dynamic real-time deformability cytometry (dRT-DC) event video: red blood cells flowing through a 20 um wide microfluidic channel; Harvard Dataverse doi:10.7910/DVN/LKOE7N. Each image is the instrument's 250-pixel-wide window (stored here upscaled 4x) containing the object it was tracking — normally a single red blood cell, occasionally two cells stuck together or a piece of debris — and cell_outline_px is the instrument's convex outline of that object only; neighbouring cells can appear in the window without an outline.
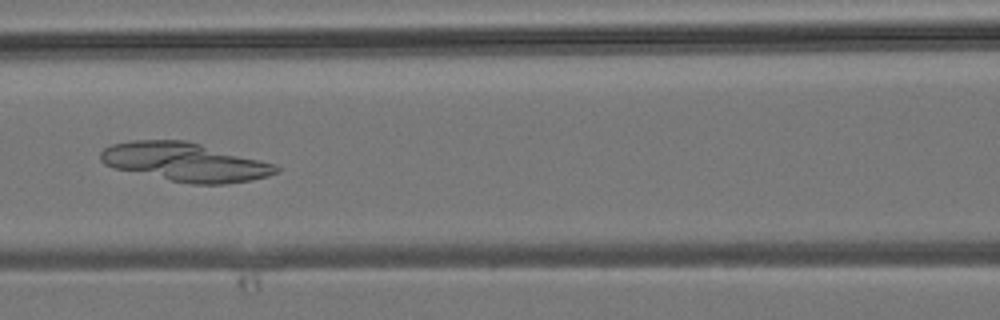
{"species": "common noctule bat (a hibernating species)", "species_latin": "Nyctalus noctula", "temperature_condition": "room temperature", "stored_images_in_passage": 43, "camera_frame_rate_fps": 3000, "um_per_image_px": 0.085, "animal": {"sex": "male", "body_mass_g": 19.2, "forearm_length_mm": 51.8}, "frame": {"image": 1, "passage_image": 19, "time_ms": 6.0, "image_size_px": [1000, 320], "cell_outline_px": [[280, 172], [268, 176], [252, 180], [224, 184], [192, 184], [172, 180], [116, 168], [104, 164], [100, 160], [100, 152], [104, 148], [112, 144], [132, 140], [188, 140], [276, 164], [280, 168]], "centroid_in_image_um": [15.77, 13.76], "position_along_channel_um": 150.8, "area_um2": 39.42}}
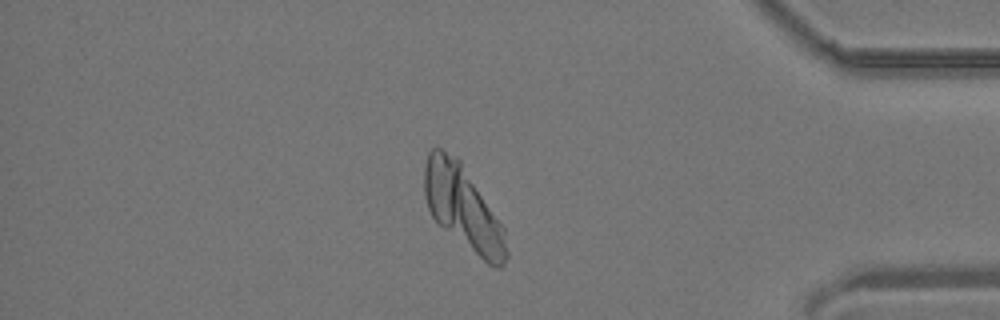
{"frame": {"image": 2, "passage_image": 37, "time_ms": 12.0, "image_size_px": [1000, 320], "cell_outline_px": [[508, 256], [504, 264], [500, 268], [496, 268], [488, 264], [444, 228], [432, 216], [428, 208], [424, 196], [424, 168], [428, 152], [432, 148], [440, 148], [456, 156], [460, 160], [504, 228], [508, 252]], "centroid_in_image_um": [39.35, 17.64], "position_along_channel_um": 395.8, "area_um2": 39.48}}